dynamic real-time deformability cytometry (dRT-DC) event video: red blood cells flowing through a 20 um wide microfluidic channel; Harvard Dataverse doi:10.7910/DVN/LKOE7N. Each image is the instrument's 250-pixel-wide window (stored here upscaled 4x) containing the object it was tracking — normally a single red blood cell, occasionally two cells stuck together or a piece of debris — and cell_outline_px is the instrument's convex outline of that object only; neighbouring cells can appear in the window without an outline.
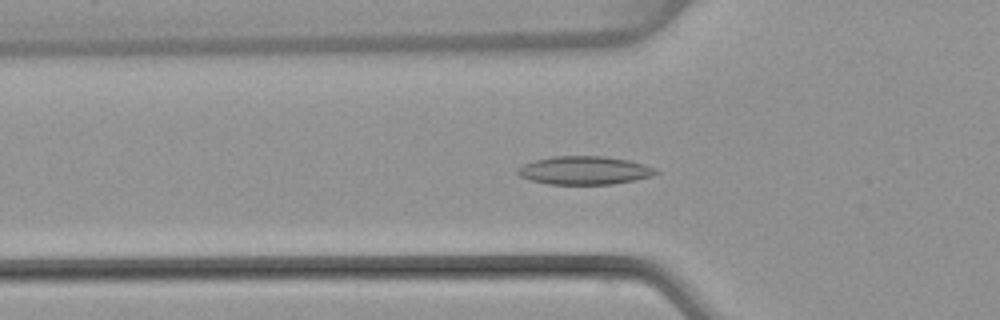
{"species": "common noctule bat (a hibernating species)", "species_latin": "Nyctalus noctula", "temperature_condition": "warm", "stored_images_in_passage": 50, "camera_frame_rate_fps": 3000, "um_per_image_px": 0.085, "animal": {"sex": "female", "body_mass_g": 22.7, "forearm_length_mm": 54.2}, "frame": {"image": 1, "passage_image": 16, "time_ms": 5.0, "image_size_px": [1000, 320], "cell_outline_px": [[660, 172], [652, 176], [636, 180], [612, 184], [548, 184], [532, 180], [520, 176], [516, 172], [516, 168], [524, 164], [536, 160], [552, 156], [604, 156], [628, 160], [644, 164], [656, 168]], "centroid_in_image_um": [49.7, 14.48], "position_along_channel_um": 76.1, "area_um2": 22.83}}
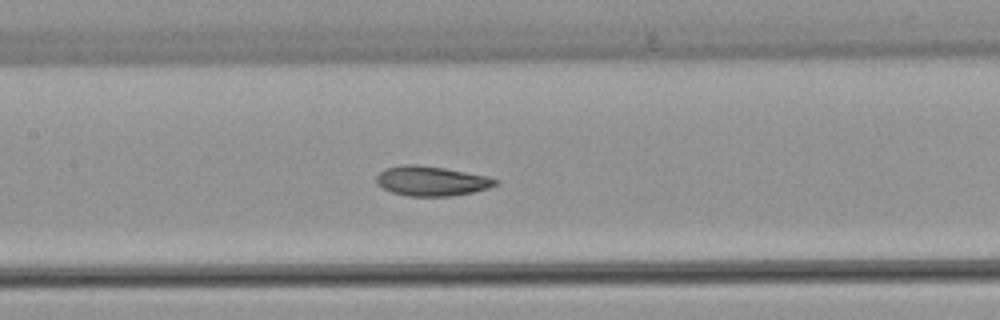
{"frame": {"image": 2, "passage_image": 23, "time_ms": 7.333, "image_size_px": [1000, 320], "cell_outline_px": [[500, 180], [496, 184], [488, 188], [472, 192], [452, 196], [408, 196], [392, 192], [384, 188], [376, 180], [376, 176], [380, 172], [388, 168], [404, 164], [416, 164], [444, 168], [484, 176]], "centroid_in_image_um": [36.67, 15.39], "position_along_channel_um": 170.7, "area_um2": 20.23}}
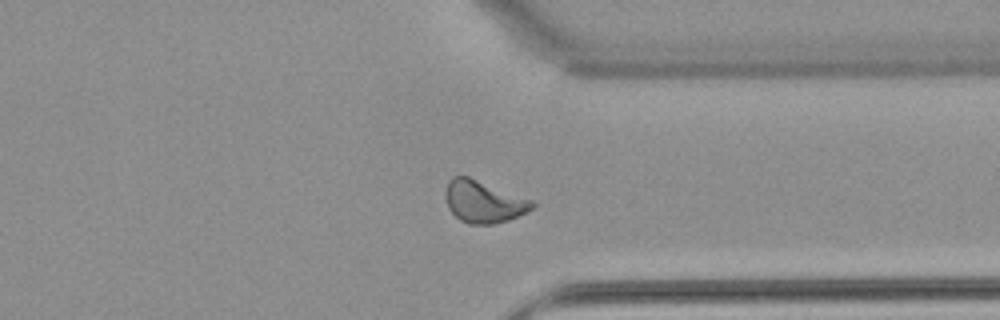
{"frame": {"image": 3, "passage_image": 38, "time_ms": 12.333, "image_size_px": [1000, 320], "cell_outline_px": [[536, 204], [532, 208], [508, 220], [492, 224], [468, 224], [460, 220], [448, 208], [444, 192], [448, 180], [452, 176], [468, 176], [532, 200]], "centroid_in_image_um": [41.05, 17.13], "position_along_channel_um": 370.3, "area_um2": 21.1}, "authors_computed_cell_mechanics": {"area_um2": 20.9525, "velocity_mm_per_s": 4.0249, "shape_relaxation_time_tau1_ms": 5.3304, "shape_relaxation_time_tau2_ms": 3.6344, "deformation_change_tau1": 0.1332, "deformation_change_tau2": 0.0879}}